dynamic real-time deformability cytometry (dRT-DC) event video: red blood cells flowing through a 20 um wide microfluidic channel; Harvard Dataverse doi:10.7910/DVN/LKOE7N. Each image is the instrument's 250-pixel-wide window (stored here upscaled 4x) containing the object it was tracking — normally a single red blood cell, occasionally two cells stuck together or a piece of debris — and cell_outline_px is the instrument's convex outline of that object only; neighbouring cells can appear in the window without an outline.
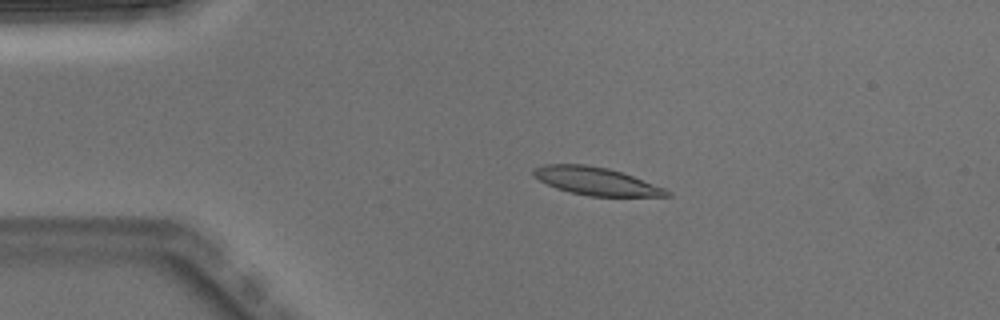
{"species": "Egyptian fruit bat (a non-hibernating species)", "species_latin": "Rousettus aegyptiacus", "temperature_condition": "warm", "stored_images_in_passage": 4, "camera_frame_rate_fps": 3000, "um_per_image_px": 0.085, "animal": {"sex": "male"}, "frame": {"image": 1, "passage_image": 3, "time_ms": 0.667, "image_size_px": [1000, 320], "cell_outline_px": [[672, 196], [588, 196], [568, 192], [556, 188], [532, 176], [532, 168], [544, 164], [584, 164], [608, 168], [632, 176], [664, 188], [672, 192]], "centroid_in_image_um": [50.62, 15.4], "position_along_channel_um": 34.4, "area_um2": 21.56}}